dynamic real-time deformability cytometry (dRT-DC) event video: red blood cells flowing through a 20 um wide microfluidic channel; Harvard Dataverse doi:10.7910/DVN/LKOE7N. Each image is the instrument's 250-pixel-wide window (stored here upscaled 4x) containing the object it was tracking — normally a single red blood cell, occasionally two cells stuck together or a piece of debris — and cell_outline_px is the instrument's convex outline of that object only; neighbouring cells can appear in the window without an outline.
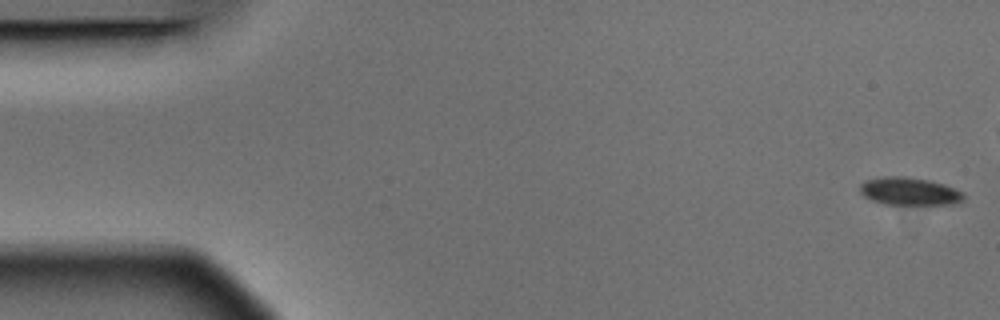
{"species": "Egyptian fruit bat (a non-hibernating species)", "species_latin": "Rousettus aegyptiacus", "temperature_condition": "warm", "stored_images_in_passage": 6, "camera_frame_rate_fps": 3000, "um_per_image_px": 0.085, "animal": {"sex": "male"}, "frame": {"image": 1, "passage_image": 1, "time_ms": 0.0, "image_size_px": [1000, 320], "cell_outline_px": [[964, 200], [952, 204], [884, 204], [872, 200], [864, 196], [860, 192], [860, 184], [868, 180], [884, 176], [904, 176], [928, 180], [944, 184], [964, 192]], "centroid_in_image_um": [77.31, 16.26], "position_along_channel_um": 7.7, "area_um2": 16.7}}
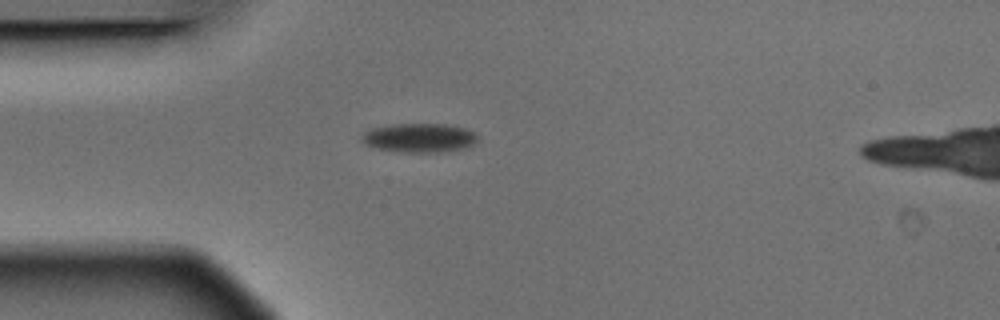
{"frame": {"image": 2, "passage_image": 6, "time_ms": 1.667, "image_size_px": [1000, 320], "cell_outline_px": [[480, 136], [476, 144], [468, 148], [452, 152], [400, 152], [376, 148], [364, 144], [360, 140], [360, 136], [364, 132], [372, 128], [396, 124], [444, 124], [464, 128], [476, 132]], "centroid_in_image_um": [35.71, 11.73], "position_along_channel_um": 49.3, "area_um2": 20.11}}